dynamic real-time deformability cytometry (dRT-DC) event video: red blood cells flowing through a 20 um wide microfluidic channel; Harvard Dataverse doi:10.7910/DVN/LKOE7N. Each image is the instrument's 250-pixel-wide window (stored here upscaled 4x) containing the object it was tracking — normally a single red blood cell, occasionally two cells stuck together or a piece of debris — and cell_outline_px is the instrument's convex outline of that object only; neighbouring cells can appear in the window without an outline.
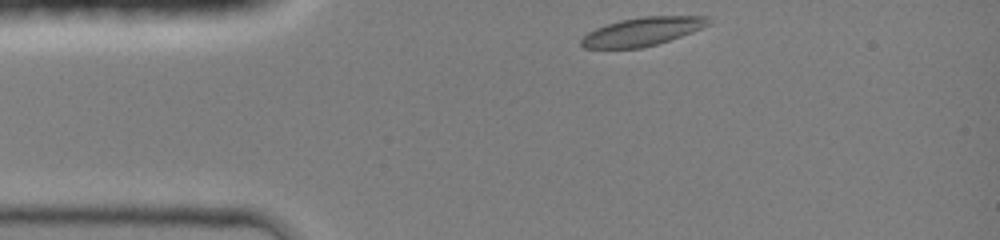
{"species": "common noctule bat (a hibernating species)", "species_latin": "Nyctalus noctula", "temperature_condition": "room temperature", "stored_images_in_passage": 32, "camera_frame_rate_fps": 3000, "um_per_image_px": 0.085, "animal": {"sex": "female", "body_mass_g": 19.0, "forearm_length_mm": 51.5}, "frame": {"image": 1, "passage_image": 1, "time_ms": 0.0, "image_size_px": [1000, 240], "cell_outline_px": [[712, 24], [692, 32], [656, 44], [640, 48], [584, 48], [580, 44], [580, 40], [588, 32], [596, 28], [620, 20], [640, 16], [708, 16]], "centroid_in_image_um": [54.61, 2.67], "position_along_channel_um": 30.4, "area_um2": 20.98}}
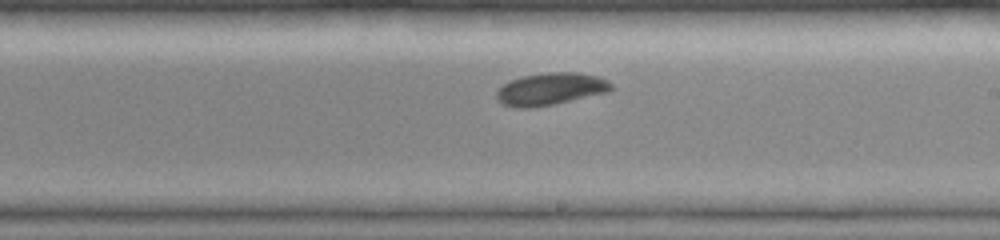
{"frame": {"image": 2, "passage_image": 19, "time_ms": 6.0, "image_size_px": [1000, 240], "cell_outline_px": [[612, 88], [608, 92], [552, 104], [528, 108], [516, 108], [504, 104], [496, 100], [496, 92], [504, 84], [520, 76], [548, 72], [580, 72], [600, 76], [612, 84]], "centroid_in_image_um": [46.8, 7.55], "position_along_channel_um": 242.2, "area_um2": 21.5}}
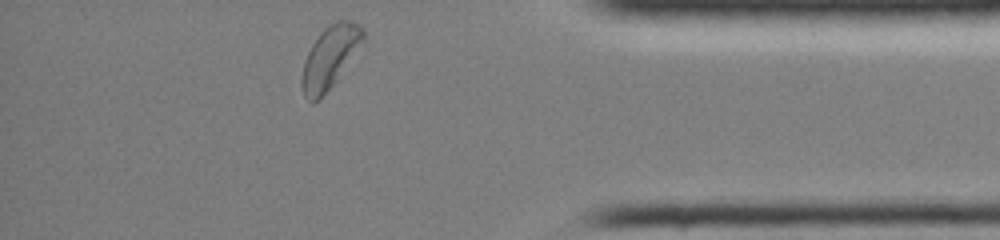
{"frame": {"image": 3, "passage_image": 32, "time_ms": 10.333, "image_size_px": [1000, 240], "cell_outline_px": [[364, 44], [336, 80], [316, 100], [308, 100], [304, 96], [300, 84], [300, 80], [304, 60], [312, 44], [320, 32], [328, 24], [340, 20], [348, 20], [364, 28]], "centroid_in_image_um": [28.05, 4.82], "position_along_channel_um": 407.1, "area_um2": 22.08}, "authors_computed_cell_mechanics": {"area_um2": 21.5016, "velocity_mm_per_s": 4.1656, "shape_relaxation_time_tau1_ms": 3.1605, "shape_relaxation_time_tau2_ms": 4.7455, "deformation_change_tau1": 0.1391, "deformation_change_tau2": 0.0604}}